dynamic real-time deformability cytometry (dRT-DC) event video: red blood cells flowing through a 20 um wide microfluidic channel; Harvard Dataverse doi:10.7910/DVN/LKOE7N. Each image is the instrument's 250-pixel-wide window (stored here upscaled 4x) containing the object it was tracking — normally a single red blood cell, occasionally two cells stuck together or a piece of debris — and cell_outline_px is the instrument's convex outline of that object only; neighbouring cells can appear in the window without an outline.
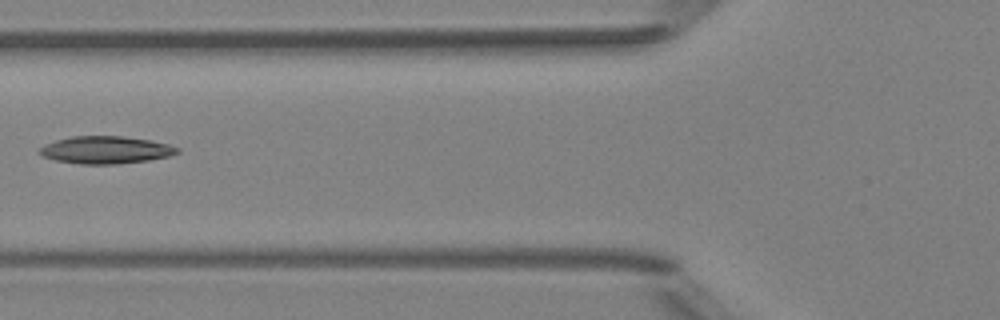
{"species": "Egyptian fruit bat (a non-hibernating species)", "species_latin": "Rousettus aegyptiacus", "temperature_condition": "room temperature", "stored_images_in_passage": 6, "camera_frame_rate_fps": 3000, "um_per_image_px": 0.085, "animal": {"sex": "female"}, "frame": {"image": 1, "passage_image": 5, "time_ms": 5.667, "image_size_px": [1000, 320], "cell_outline_px": [[180, 152], [168, 156], [148, 160], [116, 164], [80, 164], [56, 160], [40, 156], [36, 152], [44, 144], [56, 140], [72, 136], [120, 136], [148, 140], [168, 144], [180, 148]], "centroid_in_image_um": [8.94, 12.75], "position_along_channel_um": 116.9, "area_um2": 22.02}}
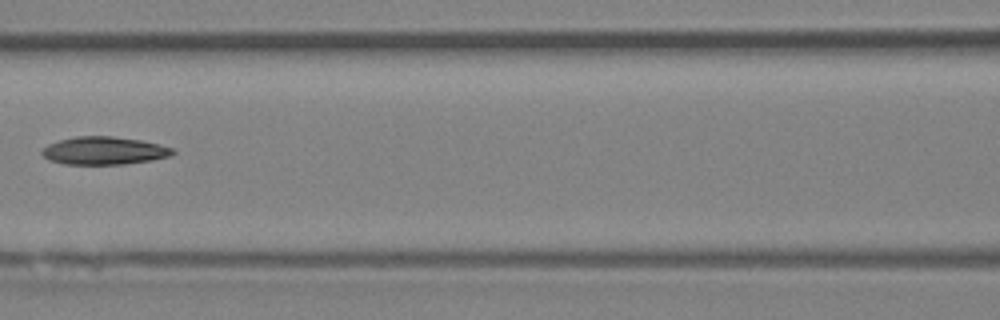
{"frame": {"image": 2, "passage_image": 6, "time_ms": 6.667, "image_size_px": [1000, 320], "cell_outline_px": [[176, 152], [172, 156], [152, 160], [124, 164], [64, 164], [48, 160], [40, 152], [48, 144], [60, 140], [76, 136], [112, 136], [140, 140], [160, 144], [172, 148]], "centroid_in_image_um": [8.86, 12.81], "position_along_channel_um": 157.7, "area_um2": 21.27}}